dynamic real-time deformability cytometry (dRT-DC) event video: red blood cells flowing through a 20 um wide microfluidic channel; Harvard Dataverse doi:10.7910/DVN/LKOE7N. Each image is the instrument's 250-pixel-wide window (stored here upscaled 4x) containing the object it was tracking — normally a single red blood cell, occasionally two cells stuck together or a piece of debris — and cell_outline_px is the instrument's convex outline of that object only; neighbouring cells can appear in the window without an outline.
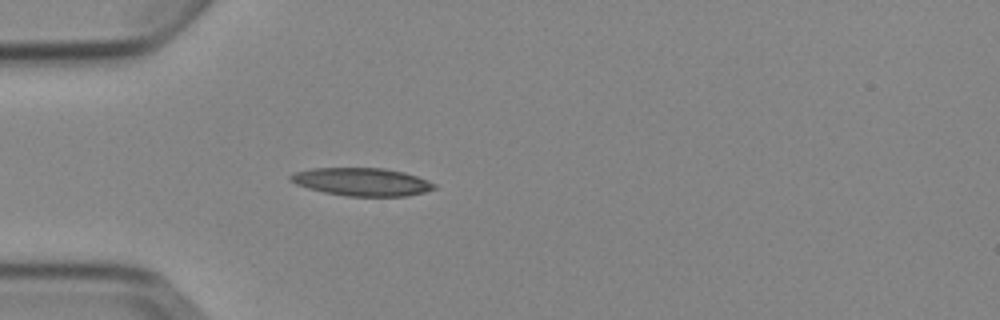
{"species": "Egyptian fruit bat (a non-hibernating species)", "species_latin": "Rousettus aegyptiacus", "temperature_condition": "cold", "stored_images_in_passage": 3, "camera_frame_rate_fps": 3000, "um_per_image_px": 0.085, "animal": {"sex": "female"}, "frame": {"image": 1, "passage_image": 3, "time_ms": 2.333, "image_size_px": [1000, 320], "cell_outline_px": [[436, 188], [424, 192], [404, 196], [348, 196], [324, 192], [308, 188], [296, 184], [288, 180], [288, 176], [292, 172], [312, 168], [384, 168], [404, 172], [428, 180], [436, 184]], "centroid_in_image_um": [30.72, 15.45], "position_along_channel_um": 54.3, "area_um2": 23.47}}